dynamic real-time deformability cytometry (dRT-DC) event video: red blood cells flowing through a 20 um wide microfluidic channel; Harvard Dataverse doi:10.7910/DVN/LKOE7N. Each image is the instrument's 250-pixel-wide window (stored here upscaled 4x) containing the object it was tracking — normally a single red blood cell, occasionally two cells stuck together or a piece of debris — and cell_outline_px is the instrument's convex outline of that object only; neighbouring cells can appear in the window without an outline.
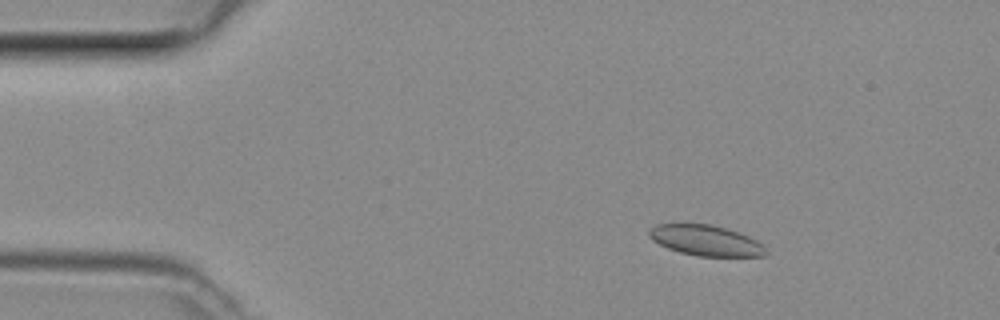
{"species": "common noctule bat (a hibernating species)", "species_latin": "Nyctalus noctula", "temperature_condition": "room temperature", "stored_images_in_passage": 47, "camera_frame_rate_fps": 3000, "um_per_image_px": 0.085, "animal": {"sex": "female", "body_mass_g": 29.2, "forearm_length_mm": 56.3}, "frame": {"image": 1, "passage_image": 7, "time_ms": 2.0, "image_size_px": [1000, 320], "cell_outline_px": [[768, 252], [764, 256], [696, 256], [680, 252], [668, 248], [652, 240], [648, 236], [648, 228], [656, 224], [712, 224], [748, 236], [764, 244]], "centroid_in_image_um": [59.98, 20.44], "position_along_channel_um": 25.0, "area_um2": 20.81}}
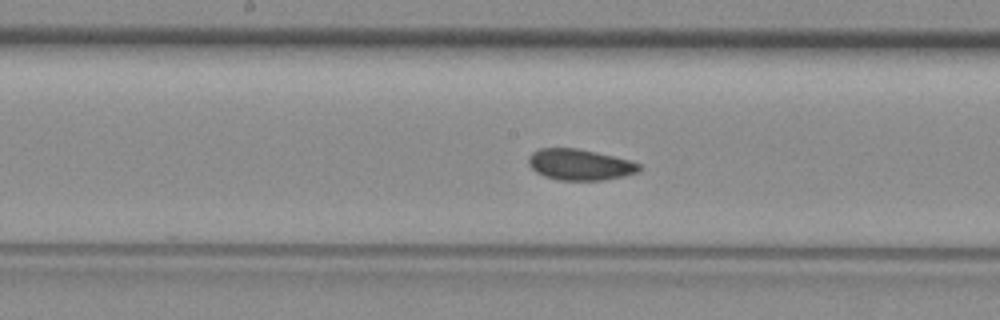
{"frame": {"image": 2, "passage_image": 24, "time_ms": 7.667, "image_size_px": [1000, 320], "cell_outline_px": [[640, 172], [624, 176], [604, 180], [556, 180], [544, 176], [536, 172], [528, 164], [528, 156], [532, 152], [540, 148], [576, 148], [596, 152], [632, 160], [640, 164]], "centroid_in_image_um": [49.29, 13.99], "position_along_channel_um": 198.9, "area_um2": 20.23}}
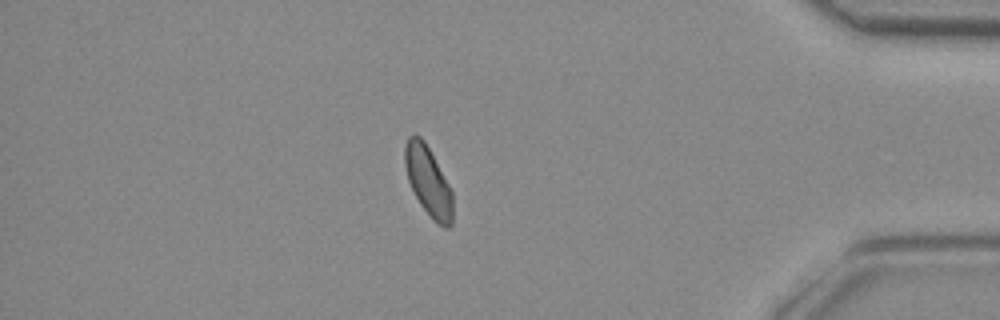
{"frame": {"image": 3, "passage_image": 41, "time_ms": 13.333, "image_size_px": [1000, 320], "cell_outline_px": [[452, 224], [448, 228], [444, 228], [432, 220], [420, 204], [408, 180], [404, 164], [404, 144], [408, 136], [420, 136], [424, 140], [448, 184], [452, 192]], "centroid_in_image_um": [36.38, 15.42], "position_along_channel_um": 398.8, "area_um2": 19.19}}